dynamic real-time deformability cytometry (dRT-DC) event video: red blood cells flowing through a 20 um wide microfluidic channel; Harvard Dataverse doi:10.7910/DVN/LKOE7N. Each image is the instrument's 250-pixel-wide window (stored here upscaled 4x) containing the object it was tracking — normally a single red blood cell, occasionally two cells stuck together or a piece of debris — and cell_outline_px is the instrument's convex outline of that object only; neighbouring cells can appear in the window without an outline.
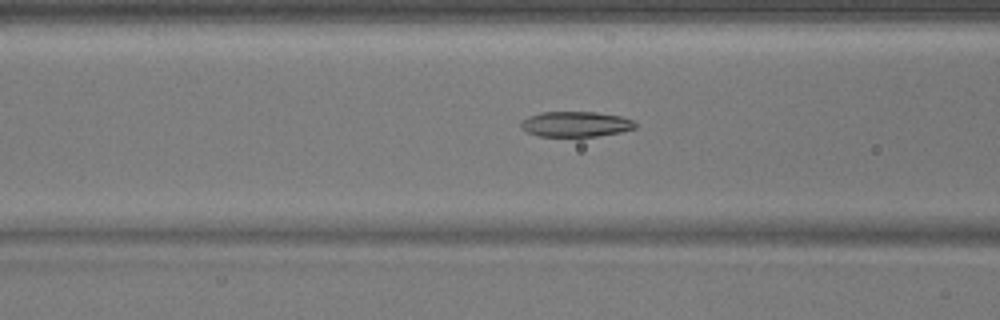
{"species": "common noctule bat (a hibernating species)", "species_latin": "Nyctalus noctula", "temperature_condition": "warm", "stored_images_in_passage": 50, "camera_frame_rate_fps": 3000, "um_per_image_px": 0.085, "animal": {"sex": "male", "body_mass_g": 17.9}, "frame": {"image": 1, "passage_image": 20, "time_ms": 6.333, "image_size_px": [1000, 320], "cell_outline_px": [[636, 128], [620, 132], [596, 136], [540, 136], [528, 132], [520, 128], [520, 124], [528, 116], [540, 112], [596, 112], [620, 116], [632, 120], [636, 124]], "centroid_in_image_um": [48.93, 10.54], "position_along_channel_um": 117.7, "area_um2": 16.76}}
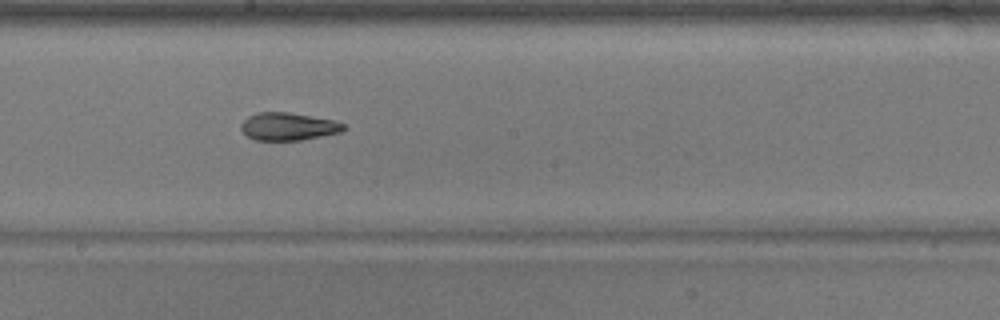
{"frame": {"image": 2, "passage_image": 28, "time_ms": 9.0, "image_size_px": [1000, 320], "cell_outline_px": [[348, 128], [340, 132], [300, 140], [252, 140], [240, 128], [240, 124], [248, 116], [260, 112], [288, 112], [336, 120], [344, 124]], "centroid_in_image_um": [24.51, 10.75], "position_along_channel_um": 223.7, "area_um2": 16.59}}
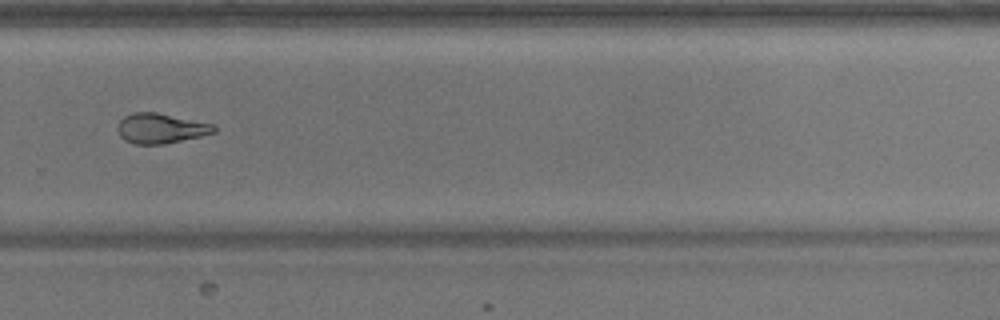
{"frame": {"image": 3, "passage_image": 35, "time_ms": 11.333, "image_size_px": [1000, 320], "cell_outline_px": [[216, 132], [200, 136], [164, 144], [136, 144], [124, 140], [120, 136], [116, 128], [120, 120], [124, 116], [132, 112], [156, 112], [216, 124]], "centroid_in_image_um": [13.66, 10.9], "position_along_channel_um": 316.1, "area_um2": 16.99}}